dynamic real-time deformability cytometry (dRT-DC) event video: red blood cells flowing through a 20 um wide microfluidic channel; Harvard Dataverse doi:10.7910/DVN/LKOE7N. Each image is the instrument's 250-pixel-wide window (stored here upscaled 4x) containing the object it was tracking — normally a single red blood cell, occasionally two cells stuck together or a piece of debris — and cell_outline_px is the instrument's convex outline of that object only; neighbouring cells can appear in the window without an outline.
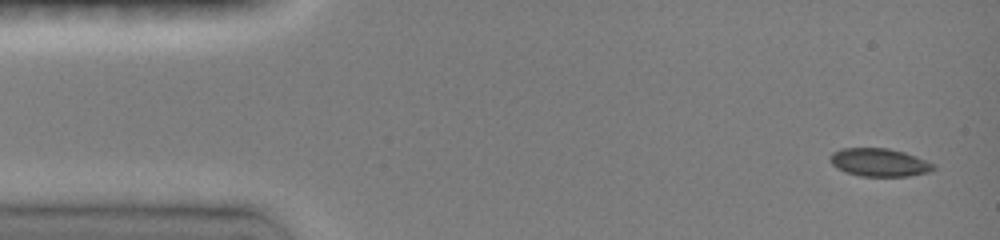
{"species": "common noctule bat (a hibernating species)", "species_latin": "Nyctalus noctula", "temperature_condition": "room temperature", "stored_images_in_passage": 6, "camera_frame_rate_fps": 3000, "um_per_image_px": 0.085, "animal": {"sex": "female", "body_mass_g": 19.0, "forearm_length_mm": 51.5}, "frame": {"image": 1, "passage_image": 1, "time_ms": 0.0, "image_size_px": [1000, 240], "cell_outline_px": [[936, 168], [932, 172], [908, 176], [860, 176], [844, 172], [836, 168], [828, 160], [832, 152], [844, 148], [888, 148], [904, 152], [916, 156], [932, 164]], "centroid_in_image_um": [74.71, 13.81], "position_along_channel_um": 10.3, "area_um2": 16.99}}
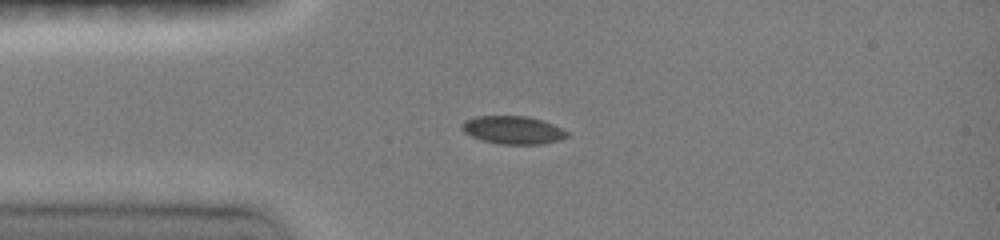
{"frame": {"image": 2, "passage_image": 5, "time_ms": 3.0, "image_size_px": [1000, 240], "cell_outline_px": [[568, 136], [560, 140], [540, 144], [500, 144], [484, 140], [472, 136], [464, 132], [460, 128], [460, 124], [464, 120], [476, 116], [528, 116], [552, 124], [568, 132]], "centroid_in_image_um": [43.56, 11.04], "position_along_channel_um": 41.4, "area_um2": 17.05}}